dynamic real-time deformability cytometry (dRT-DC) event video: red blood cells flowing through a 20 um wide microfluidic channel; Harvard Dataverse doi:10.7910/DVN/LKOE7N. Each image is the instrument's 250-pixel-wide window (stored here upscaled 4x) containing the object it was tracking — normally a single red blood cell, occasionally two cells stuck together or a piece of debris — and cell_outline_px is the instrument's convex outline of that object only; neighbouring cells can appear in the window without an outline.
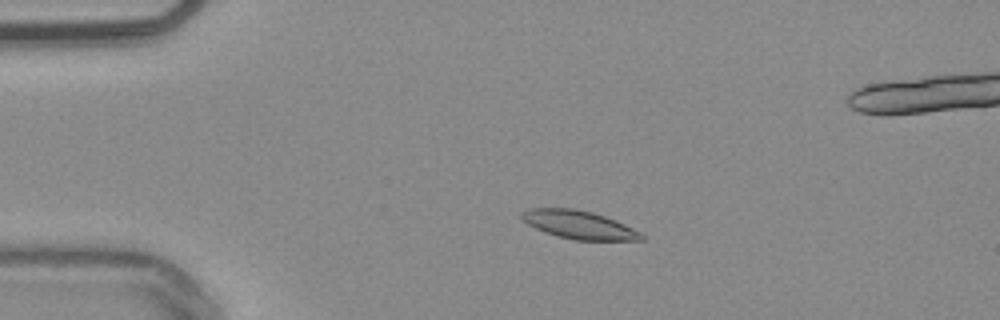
{"species": "common noctule bat (a hibernating species)", "species_latin": "Nyctalus noctula", "temperature_condition": "warm", "stored_images_in_passage": 54, "camera_frame_rate_fps": 3000, "um_per_image_px": 0.085, "animal": {"sex": "male", "body_mass_g": 20.4}, "frame": {"image": 1, "passage_image": 11, "time_ms": 3.333, "image_size_px": [1000, 320], "cell_outline_px": [[644, 240], [576, 240], [556, 236], [544, 232], [528, 224], [520, 216], [520, 212], [532, 208], [572, 208], [592, 212], [604, 216], [624, 224], [640, 232], [644, 236]], "centroid_in_image_um": [49.19, 19.11], "position_along_channel_um": 35.8, "area_um2": 19.54}}
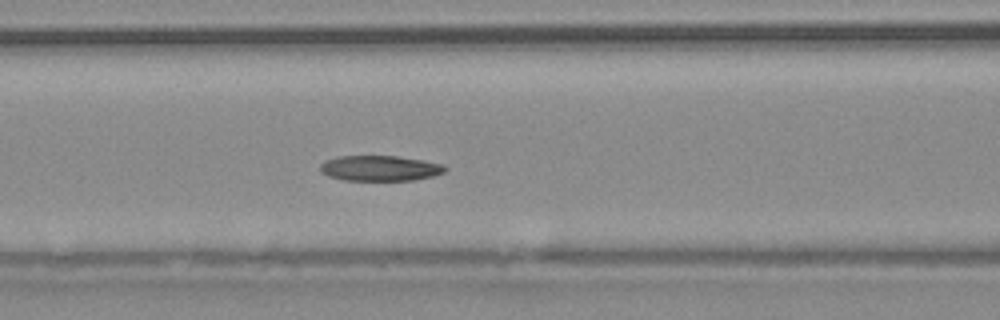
{"frame": {"image": 2, "passage_image": 22, "time_ms": 7.0, "image_size_px": [1000, 320], "cell_outline_px": [[448, 168], [444, 172], [432, 176], [412, 180], [344, 180], [328, 176], [320, 172], [320, 164], [336, 156], [396, 156], [424, 160], [444, 164]], "centroid_in_image_um": [32.3, 14.29], "position_along_channel_um": 134.3, "area_um2": 18.5}}
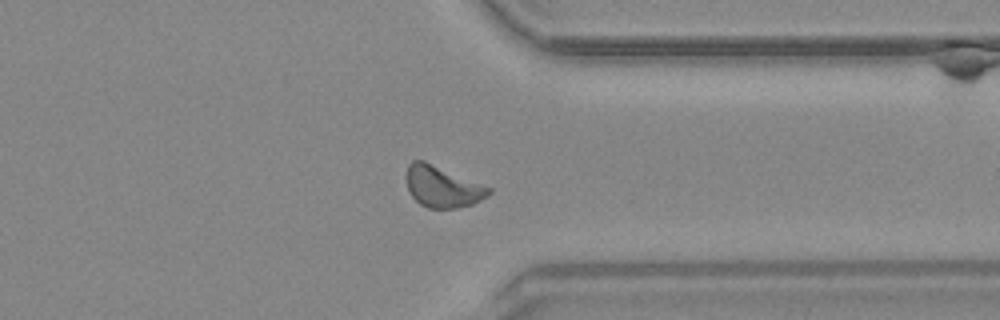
{"frame": {"image": 3, "passage_image": 41, "time_ms": 13.333, "image_size_px": [1000, 320], "cell_outline_px": [[492, 192], [488, 196], [472, 204], [456, 208], [428, 208], [420, 204], [408, 192], [408, 164], [412, 160], [424, 160], [492, 188]], "centroid_in_image_um": [37.63, 15.87], "position_along_channel_um": 373.8, "area_um2": 19.65}, "authors_computed_cell_mechanics": {"area_um2": 19.363, "velocity_mm_per_s": 3.8141, "shape_relaxation_time_tau1_ms": 7.4198, "shape_relaxation_time_tau2_ms": 5.613, "deformation_change_tau1": 0.117, "deformation_change_tau2": 0.1173}}